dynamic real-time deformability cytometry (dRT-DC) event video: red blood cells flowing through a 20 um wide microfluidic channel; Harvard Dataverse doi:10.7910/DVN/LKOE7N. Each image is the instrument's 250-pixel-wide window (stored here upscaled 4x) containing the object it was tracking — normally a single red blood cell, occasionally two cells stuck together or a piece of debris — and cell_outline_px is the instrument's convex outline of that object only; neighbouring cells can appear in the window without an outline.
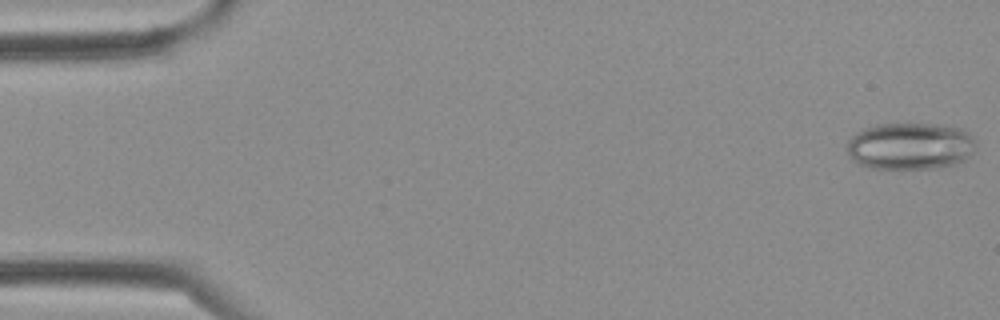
{"species": "Egyptian fruit bat (a non-hibernating species)", "species_latin": "Rousettus aegyptiacus", "temperature_condition": "cold", "stored_images_in_passage": 5, "camera_frame_rate_fps": 3000, "um_per_image_px": 0.085, "frame": {"image": 1, "passage_image": 5, "time_ms": 1.333, "image_size_px": [1000, 320], "cell_outline_px": [[976, 148], [964, 160], [956, 164], [936, 168], [868, 168], [852, 160], [848, 156], [848, 140], [856, 132], [864, 128], [876, 124], [936, 124], [964, 128], [976, 140]], "centroid_in_image_um": [77.38, 12.41], "position_along_channel_um": 7.6, "area_um2": 35.6}}